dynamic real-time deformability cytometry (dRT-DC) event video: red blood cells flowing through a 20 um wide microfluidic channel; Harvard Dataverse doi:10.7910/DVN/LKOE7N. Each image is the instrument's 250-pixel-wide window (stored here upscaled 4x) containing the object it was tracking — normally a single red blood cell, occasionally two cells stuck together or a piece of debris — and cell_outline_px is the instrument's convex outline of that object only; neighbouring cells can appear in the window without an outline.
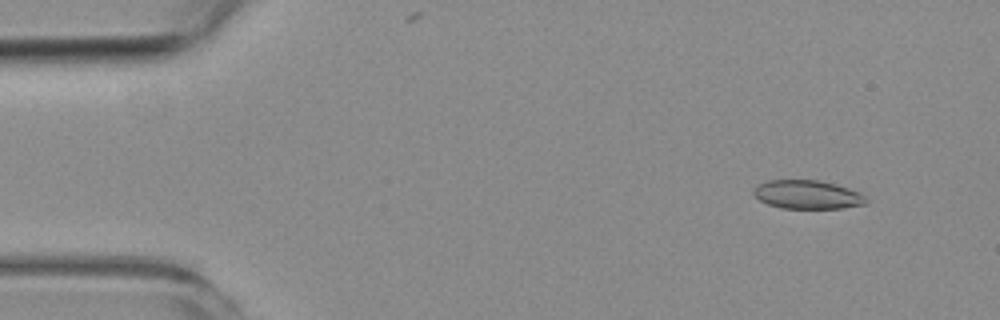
{"species": "common noctule bat (a hibernating species)", "species_latin": "Nyctalus noctula", "temperature_condition": "room temperature", "stored_images_in_passage": 5, "camera_frame_rate_fps": 3000, "um_per_image_px": 0.085, "animal": {"sex": "female", "body_mass_g": 19.3, "forearm_length_mm": 54.1}, "frame": {"image": 1, "passage_image": 2, "time_ms": 1.0, "image_size_px": [1000, 320], "cell_outline_px": [[868, 204], [840, 208], [780, 208], [768, 204], [760, 200], [752, 192], [760, 184], [768, 180], [820, 180], [836, 184], [860, 192], [868, 200]], "centroid_in_image_um": [68.67, 16.54], "position_along_channel_um": 16.3, "area_um2": 18.73}}
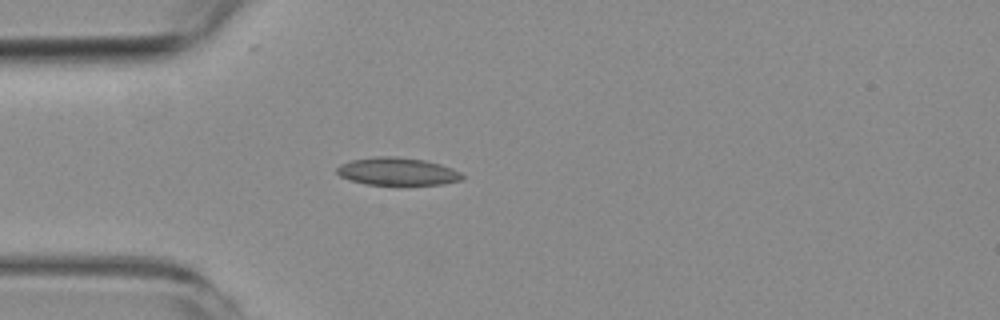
{"frame": {"image": 2, "passage_image": 5, "time_ms": 4.333, "image_size_px": [1000, 320], "cell_outline_px": [[464, 176], [460, 180], [440, 184], [364, 184], [340, 176], [336, 172], [336, 168], [340, 164], [352, 160], [376, 156], [396, 156], [424, 160], [440, 164], [452, 168], [460, 172]], "centroid_in_image_um": [33.75, 14.56], "position_along_channel_um": 51.2, "area_um2": 20.0}}